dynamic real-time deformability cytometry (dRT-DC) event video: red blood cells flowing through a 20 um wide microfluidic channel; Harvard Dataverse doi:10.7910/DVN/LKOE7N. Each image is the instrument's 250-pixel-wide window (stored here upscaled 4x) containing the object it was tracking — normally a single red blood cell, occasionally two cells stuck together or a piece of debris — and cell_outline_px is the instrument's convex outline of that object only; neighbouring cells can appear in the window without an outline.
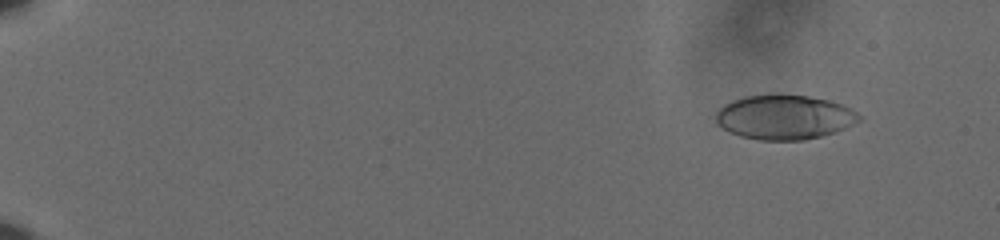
{"species": "human", "species_latin": "Homo sapiens", "temperature_condition": "cold", "stored_images_in_passage": 55, "camera_frame_rate_fps": 3000, "um_per_image_px": 0.085, "donor": {"sex": "male"}, "frame": {"image": 1, "passage_image": 2, "time_ms": 0.333, "image_size_px": [1000, 240], "cell_outline_px": [[860, 120], [836, 132], [804, 140], [756, 140], [740, 136], [728, 132], [716, 120], [716, 112], [724, 104], [732, 100], [744, 96], [772, 92], [808, 96], [828, 100], [840, 104], [856, 112], [860, 116]], "centroid_in_image_um": [66.63, 9.94], "position_along_channel_um": 18.4, "area_um2": 37.45}}
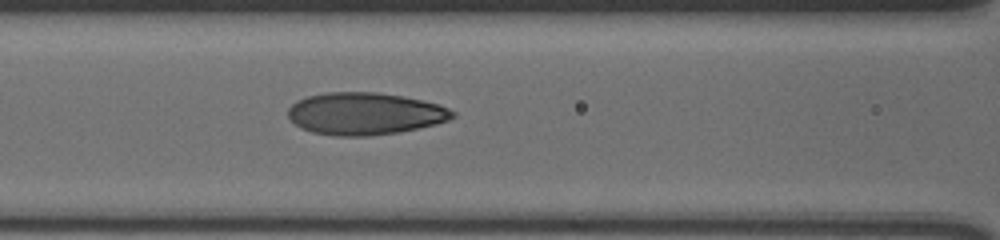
{"frame": {"image": 2, "passage_image": 25, "time_ms": 8.0, "image_size_px": [1000, 240], "cell_outline_px": [[456, 116], [448, 120], [436, 124], [396, 132], [368, 136], [332, 136], [312, 132], [300, 128], [288, 116], [288, 108], [296, 100], [308, 96], [328, 92], [376, 92], [400, 96], [420, 100], [436, 104], [448, 108], [456, 112]], "centroid_in_image_um": [30.98, 9.66], "position_along_channel_um": 135.6, "area_um2": 40.29}}
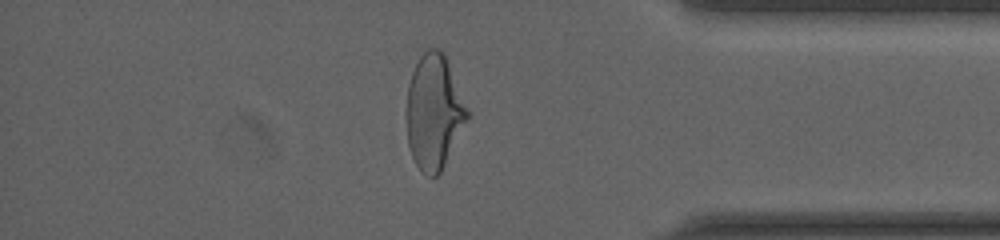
{"frame": {"image": 3, "passage_image": 48, "time_ms": 15.667, "image_size_px": [1000, 240], "cell_outline_px": [[468, 120], [440, 172], [436, 176], [428, 176], [420, 172], [412, 156], [408, 144], [408, 84], [412, 72], [420, 56], [428, 48], [436, 48], [444, 52], [468, 112]], "centroid_in_image_um": [36.89, 9.53], "position_along_channel_um": 398.3, "area_um2": 39.77}, "authors_computed_cell_mechanics": {"area_um2": 38.8994, "velocity_mm_per_s": 3.6371, "shape_relaxation_time_tau1_ms": 4.2747, "shape_relaxation_time_tau2_ms": 1.152, "deformation_change_tau1": 0.179, "deformation_change_tau2": 0.075}}